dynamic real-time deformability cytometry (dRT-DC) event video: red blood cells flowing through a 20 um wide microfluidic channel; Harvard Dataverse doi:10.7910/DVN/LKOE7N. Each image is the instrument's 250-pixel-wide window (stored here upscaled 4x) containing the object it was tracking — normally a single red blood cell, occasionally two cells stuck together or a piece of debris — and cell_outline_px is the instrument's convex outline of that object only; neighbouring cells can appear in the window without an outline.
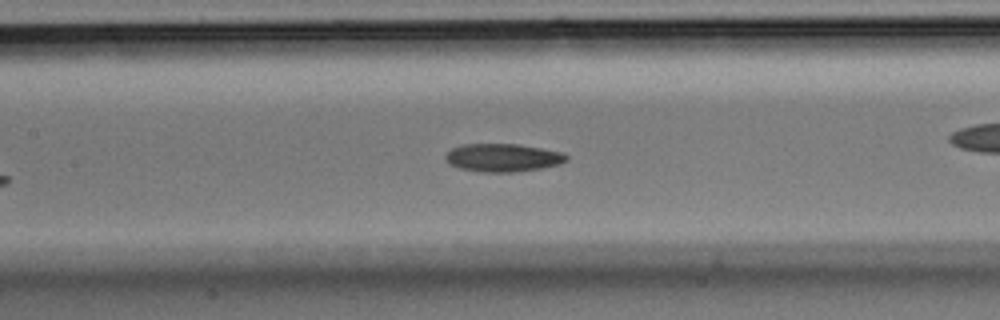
{"species": "Egyptian fruit bat (a non-hibernating species)", "species_latin": "Rousettus aegyptiacus", "temperature_condition": "room temperature", "stored_images_in_passage": 26, "camera_frame_rate_fps": 3000, "um_per_image_px": 0.085, "animal": {"sex": "male"}, "frame": {"image": 1, "passage_image": 8, "time_ms": 2.333, "image_size_px": [1000, 320], "cell_outline_px": [[568, 160], [560, 164], [540, 168], [512, 172], [484, 172], [460, 168], [448, 164], [444, 156], [452, 148], [460, 144], [520, 144], [564, 152], [568, 156]], "centroid_in_image_um": [42.75, 13.39], "position_along_channel_um": 164.6, "area_um2": 19.88}}